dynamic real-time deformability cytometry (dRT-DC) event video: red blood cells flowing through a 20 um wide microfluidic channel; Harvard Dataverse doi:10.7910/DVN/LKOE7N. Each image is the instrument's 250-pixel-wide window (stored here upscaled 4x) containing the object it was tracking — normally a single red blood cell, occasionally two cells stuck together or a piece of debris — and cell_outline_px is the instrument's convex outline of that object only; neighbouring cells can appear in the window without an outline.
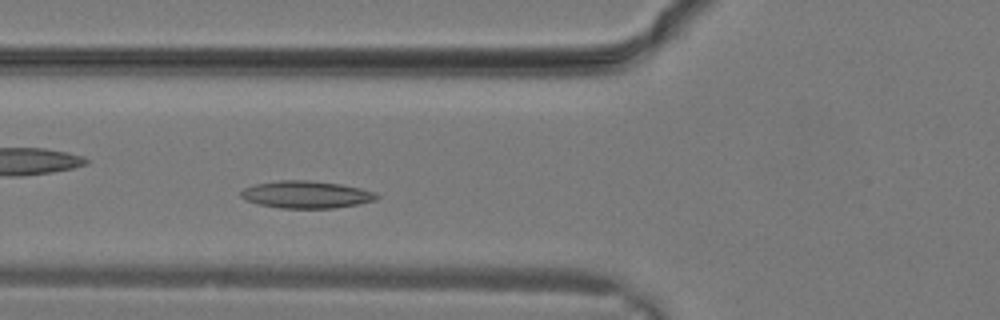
{"species": "common noctule bat (a hibernating species)", "species_latin": "Nyctalus noctula", "temperature_condition": "warm", "stored_images_in_passage": 5, "camera_frame_rate_fps": 3000, "um_per_image_px": 0.085, "animal": {"sex": "male", "body_mass_g": 19.2, "forearm_length_mm": 51.8}, "frame": {"image": 1, "passage_image": 5, "time_ms": 1.333, "image_size_px": [1000, 320], "cell_outline_px": [[380, 196], [376, 200], [356, 204], [332, 208], [280, 208], [260, 204], [248, 200], [240, 196], [240, 192], [244, 188], [256, 184], [280, 180], [308, 180], [340, 184], [360, 188], [376, 192]], "centroid_in_image_um": [26.05, 16.53], "position_along_channel_um": 99.7, "area_um2": 21.39}}